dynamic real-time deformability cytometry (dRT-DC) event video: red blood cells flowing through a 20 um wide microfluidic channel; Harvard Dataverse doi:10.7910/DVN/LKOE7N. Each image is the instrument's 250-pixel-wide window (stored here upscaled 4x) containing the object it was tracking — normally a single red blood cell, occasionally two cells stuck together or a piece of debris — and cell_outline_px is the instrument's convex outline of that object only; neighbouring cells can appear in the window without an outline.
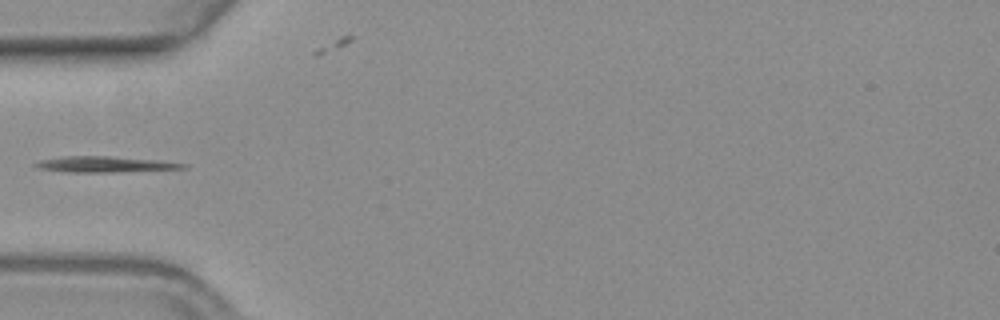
{"species": "common noctule bat (a hibernating species)", "species_latin": "Nyctalus noctula", "temperature_condition": "warm", "stored_images_in_passage": 39, "camera_frame_rate_fps": 3000, "um_per_image_px": 0.085, "animal": {"sex": "female", "body_mass_g": 19.3, "forearm_length_mm": 54.1}, "frame": {"image": 1, "passage_image": 1, "time_ms": 0.0, "image_size_px": [1000, 320], "cell_outline_px": [[188, 168], [112, 172], [64, 172], [40, 168], [32, 164], [40, 160], [64, 156], [112, 156], [156, 160], [188, 164]], "centroid_in_image_um": [8.9, 13.96], "position_along_channel_um": 76.1, "area_um2": 13.53}}
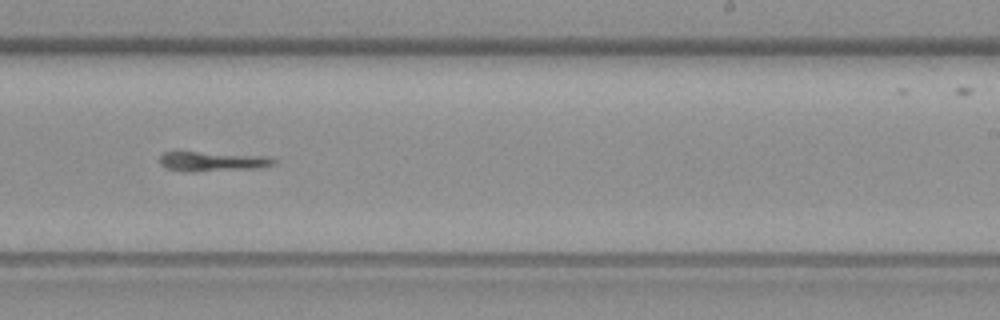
{"frame": {"image": 2, "passage_image": 17, "time_ms": 5.333, "image_size_px": [1000, 320], "cell_outline_px": [[276, 164], [260, 168], [192, 172], [188, 172], [168, 168], [160, 164], [160, 156], [164, 152], [196, 152], [268, 156], [276, 160]], "centroid_in_image_um": [18.1, 13.73], "position_along_channel_um": 270.9, "area_um2": 13.01}}
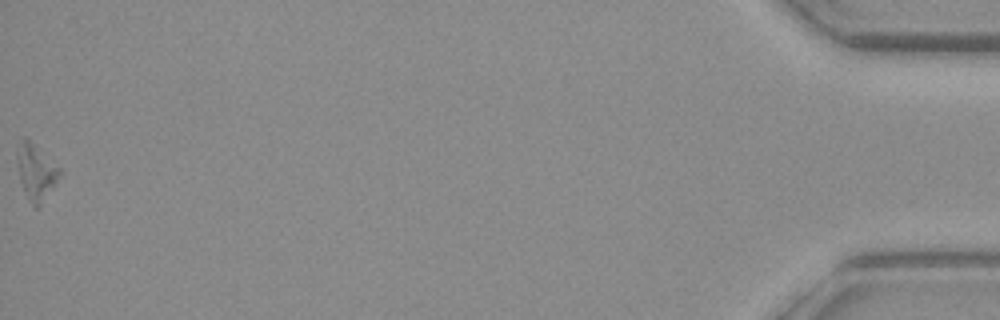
{"frame": {"image": 3, "passage_image": 39, "time_ms": 12.667, "image_size_px": [1000, 320], "cell_outline_px": [[64, 172], [40, 204], [36, 208], [32, 204], [24, 192], [20, 180], [16, 156], [24, 136], [60, 168]], "centroid_in_image_um": [3.08, 14.64], "position_along_channel_um": 432.1, "area_um2": 13.29}}